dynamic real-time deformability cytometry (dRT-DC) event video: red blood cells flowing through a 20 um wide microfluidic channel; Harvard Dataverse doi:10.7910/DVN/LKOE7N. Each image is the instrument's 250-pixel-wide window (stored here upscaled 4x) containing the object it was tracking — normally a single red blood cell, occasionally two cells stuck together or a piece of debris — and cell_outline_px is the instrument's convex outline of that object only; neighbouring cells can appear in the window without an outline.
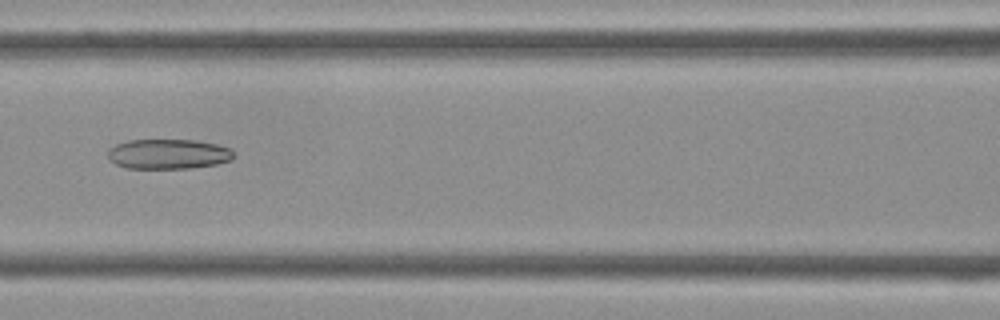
{"species": "Egyptian fruit bat (a non-hibernating species)", "species_latin": "Rousettus aegyptiacus", "temperature_condition": "cold", "stored_images_in_passage": 44, "camera_frame_rate_fps": 3000, "um_per_image_px": 0.085, "frame": {"image": 1, "passage_image": 19, "time_ms": 6.0, "image_size_px": [1000, 320], "cell_outline_px": [[232, 160], [216, 164], [192, 168], [124, 168], [116, 164], [108, 156], [108, 148], [116, 144], [128, 140], [196, 140], [216, 144], [228, 148], [232, 152]], "centroid_in_image_um": [14.27, 13.09], "position_along_channel_um": 152.3, "area_um2": 21.85}}
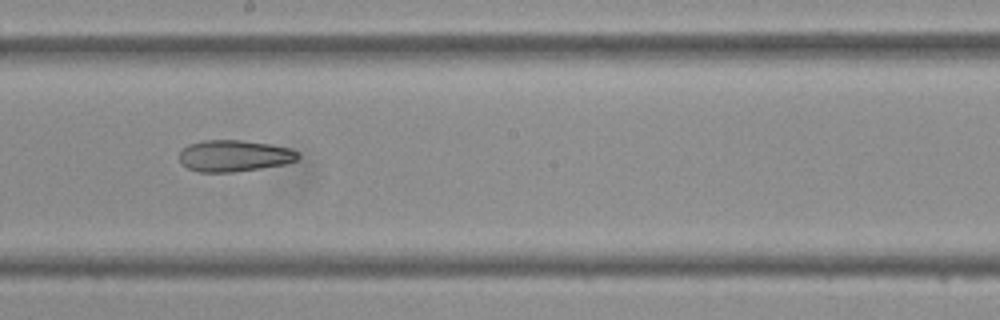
{"frame": {"image": 2, "passage_image": 24, "time_ms": 7.667, "image_size_px": [1000, 320], "cell_outline_px": [[300, 156], [296, 160], [284, 164], [260, 168], [232, 172], [200, 172], [188, 168], [180, 160], [180, 152], [188, 144], [204, 140], [240, 140], [268, 144], [288, 148], [296, 152]], "centroid_in_image_um": [19.89, 13.24], "position_along_channel_um": 228.3, "area_um2": 21.44}}
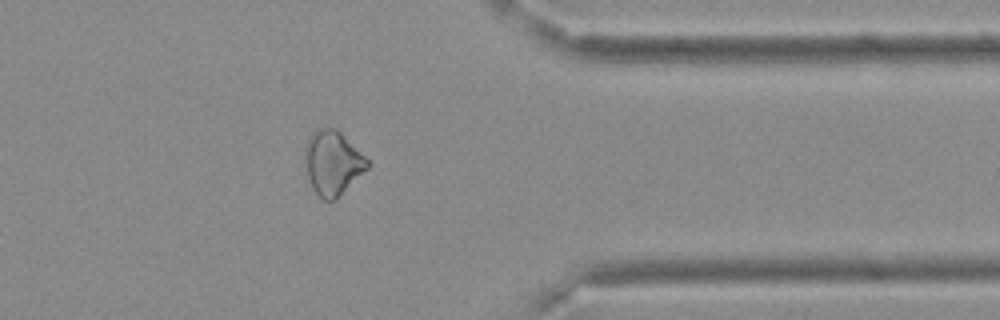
{"frame": {"image": 3, "passage_image": 35, "time_ms": 11.333, "image_size_px": [1000, 320], "cell_outline_px": [[368, 168], [336, 200], [324, 200], [312, 188], [308, 176], [304, 156], [304, 148], [312, 132], [320, 128], [336, 128], [368, 160]], "centroid_in_image_um": [28.26, 13.85], "position_along_channel_um": 383.1, "area_um2": 23.06}}